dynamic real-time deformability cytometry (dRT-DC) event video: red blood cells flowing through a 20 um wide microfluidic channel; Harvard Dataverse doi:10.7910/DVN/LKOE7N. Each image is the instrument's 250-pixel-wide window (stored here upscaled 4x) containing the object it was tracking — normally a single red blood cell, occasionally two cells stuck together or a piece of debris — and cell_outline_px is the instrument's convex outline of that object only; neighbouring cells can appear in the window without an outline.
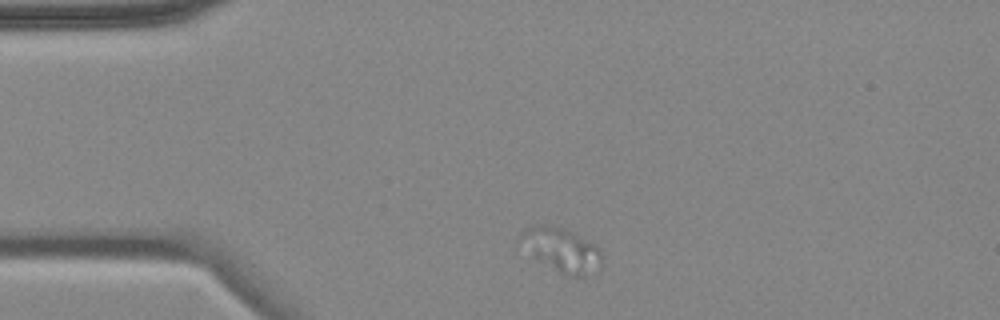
{"species": "common noctule bat (a hibernating species)", "species_latin": "Nyctalus noctula", "temperature_condition": "cold", "stored_images_in_passage": 2, "camera_frame_rate_fps": 3000, "um_per_image_px": 0.085, "animal": {"sex": "female", "body_mass_g": 18.4}, "frame": {"image": 1, "passage_image": 1, "time_ms": 0.0, "image_size_px": [1000, 320], "cell_outline_px": [[600, 272], [584, 276], [576, 276], [560, 272], [532, 256], [520, 236], [520, 232], [524, 228], [532, 224], [544, 224], [564, 228], [596, 244], [600, 248]], "centroid_in_image_um": [47.78, 21.21], "position_along_channel_um": 37.2, "area_um2": 20.58}}